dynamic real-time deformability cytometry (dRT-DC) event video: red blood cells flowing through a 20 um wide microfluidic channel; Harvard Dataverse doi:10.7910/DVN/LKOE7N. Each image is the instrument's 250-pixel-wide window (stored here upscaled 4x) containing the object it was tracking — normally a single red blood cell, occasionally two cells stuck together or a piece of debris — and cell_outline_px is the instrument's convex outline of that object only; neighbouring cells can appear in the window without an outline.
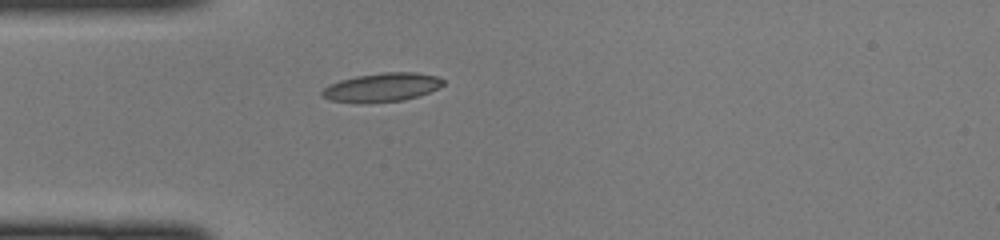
{"species": "common noctule bat (a hibernating species)", "species_latin": "Nyctalus noctula", "temperature_condition": "cold", "stored_images_in_passage": 35, "camera_frame_rate_fps": 3000, "um_per_image_px": 0.085, "animal": {"sex": "female", "body_mass_g": 22.0, "forearm_length_mm": 56.7}, "frame": {"image": 1, "passage_image": 1, "time_ms": 0.0, "image_size_px": [1000, 240], "cell_outline_px": [[444, 84], [440, 88], [404, 100], [368, 104], [356, 104], [332, 100], [320, 96], [320, 92], [328, 84], [340, 80], [356, 76], [384, 72], [416, 72], [436, 76], [444, 80]], "centroid_in_image_um": [32.42, 7.44], "position_along_channel_um": 52.6, "area_um2": 20.63}}
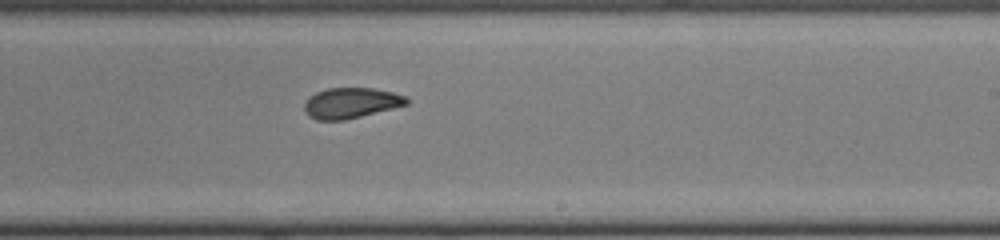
{"frame": {"image": 2, "passage_image": 16, "time_ms": 5.0, "image_size_px": [1000, 240], "cell_outline_px": [[408, 104], [344, 120], [316, 120], [308, 116], [304, 108], [304, 104], [308, 96], [316, 92], [328, 88], [372, 88], [392, 92], [404, 96], [408, 100]], "centroid_in_image_um": [29.78, 8.75], "position_along_channel_um": 259.2, "area_um2": 18.03}}
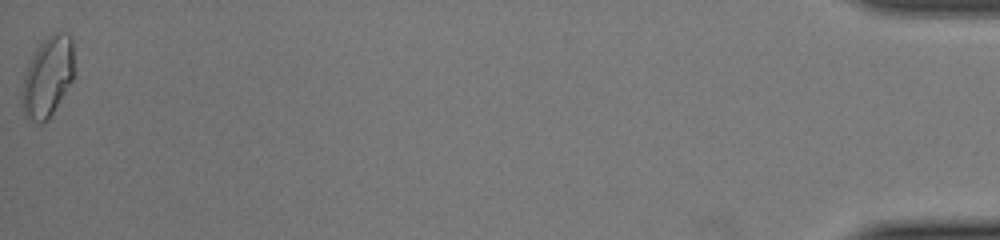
{"frame": {"image": 3, "passage_image": 35, "time_ms": 11.333, "image_size_px": [1000, 240], "cell_outline_px": [[76, 72], [72, 80], [48, 120], [44, 124], [40, 124], [24, 116], [20, 100], [20, 96], [24, 76], [32, 56], [40, 44], [52, 32], [68, 32], [72, 36]], "centroid_in_image_um": [4.08, 6.52], "position_along_channel_um": 431.1, "area_um2": 24.91}}